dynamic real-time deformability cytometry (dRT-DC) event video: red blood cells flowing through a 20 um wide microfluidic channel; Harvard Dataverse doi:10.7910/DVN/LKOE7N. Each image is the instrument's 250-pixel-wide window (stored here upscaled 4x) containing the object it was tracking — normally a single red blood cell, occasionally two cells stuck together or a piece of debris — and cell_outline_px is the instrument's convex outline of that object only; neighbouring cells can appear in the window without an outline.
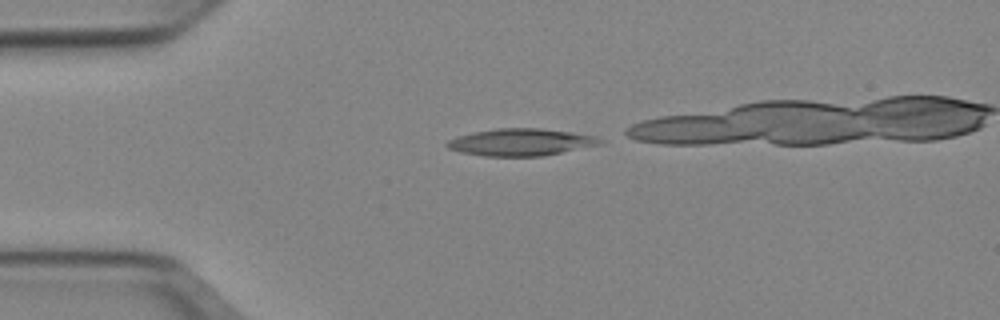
{"species": "Egyptian fruit bat (a non-hibernating species)", "species_latin": "Rousettus aegyptiacus", "temperature_condition": "cold", "stored_images_in_passage": 30, "camera_frame_rate_fps": 3000, "um_per_image_px": 0.085, "animal": {"sex": "female"}, "frame": {"image": 1, "passage_image": 1, "time_ms": 0.0, "image_size_px": [1000, 320], "cell_outline_px": [[604, 140], [600, 144], [544, 156], [484, 156], [460, 152], [448, 148], [444, 144], [448, 140], [456, 136], [472, 132], [496, 128], [540, 128], [572, 132], [596, 136]], "centroid_in_image_um": [44.24, 12.08], "position_along_channel_um": 40.8, "area_um2": 24.28}}
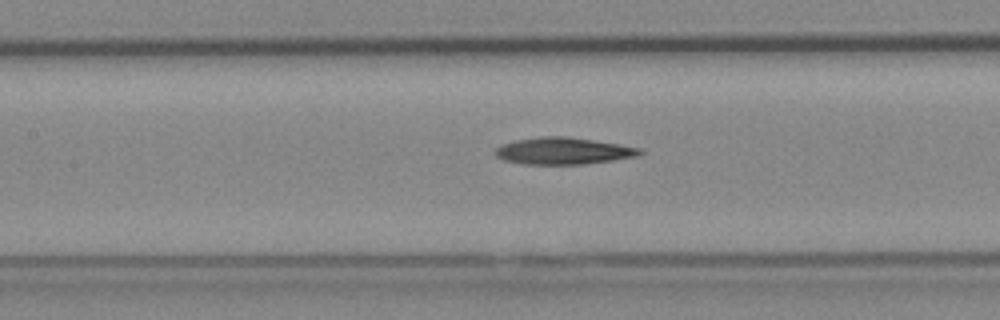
{"frame": {"image": 2, "passage_image": 12, "time_ms": 3.667, "image_size_px": [1000, 320], "cell_outline_px": [[644, 152], [640, 156], [584, 164], [524, 164], [504, 160], [496, 156], [492, 152], [500, 144], [516, 140], [540, 136], [564, 136], [620, 144], [640, 148]], "centroid_in_image_um": [47.86, 12.83], "position_along_channel_um": 159.5, "area_um2": 22.72}}
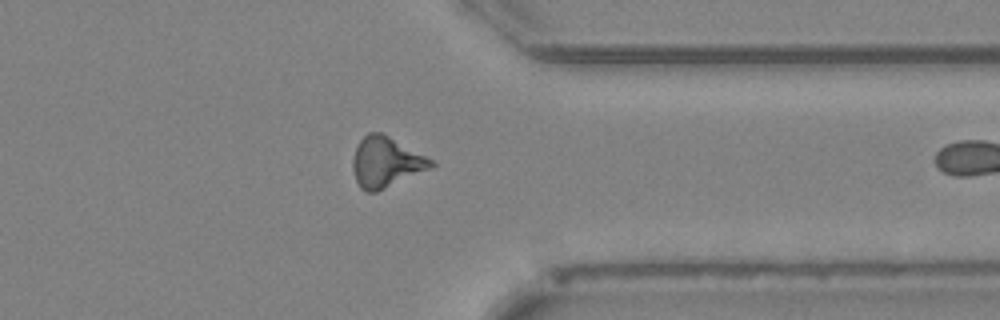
{"frame": {"image": 3, "passage_image": 29, "time_ms": 9.333, "image_size_px": [1000, 320], "cell_outline_px": [[436, 164], [432, 168], [376, 192], [364, 192], [360, 188], [356, 180], [352, 168], [352, 160], [356, 148], [360, 140], [368, 132], [380, 132], [388, 136], [432, 160]], "centroid_in_image_um": [32.78, 13.8], "position_along_channel_um": 378.6, "area_um2": 22.72}}